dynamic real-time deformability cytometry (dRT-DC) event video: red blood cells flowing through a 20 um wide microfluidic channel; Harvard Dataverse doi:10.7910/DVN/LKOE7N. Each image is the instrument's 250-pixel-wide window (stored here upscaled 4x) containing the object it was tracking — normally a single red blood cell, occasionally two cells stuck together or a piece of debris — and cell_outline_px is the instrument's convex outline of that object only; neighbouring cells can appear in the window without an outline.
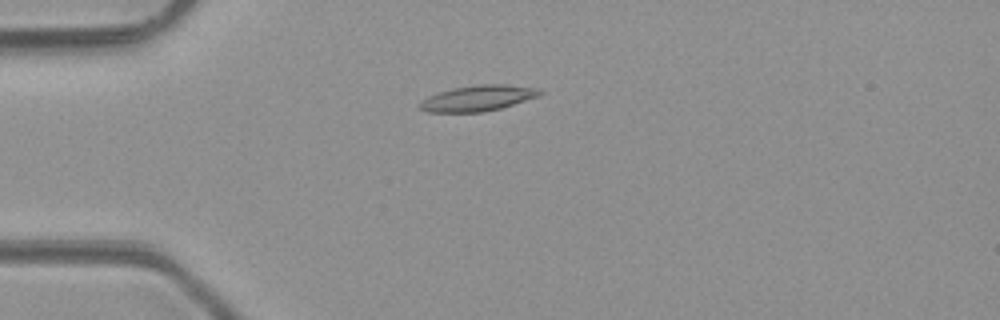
{"species": "common noctule bat (a hibernating species)", "species_latin": "Nyctalus noctula", "temperature_condition": "room temperature", "stored_images_in_passage": 3, "camera_frame_rate_fps": 3000, "um_per_image_px": 0.085, "animal": {"sex": "male", "body_mass_g": 23.1, "forearm_length_mm": 52.7}, "frame": {"image": 1, "passage_image": 2, "time_ms": 1.333, "image_size_px": [1000, 320], "cell_outline_px": [[544, 92], [540, 96], [500, 108], [484, 112], [428, 112], [420, 108], [420, 104], [428, 96], [452, 88], [476, 84], [504, 84], [540, 88]], "centroid_in_image_um": [40.68, 8.33], "position_along_channel_um": 44.3, "area_um2": 17.98}}